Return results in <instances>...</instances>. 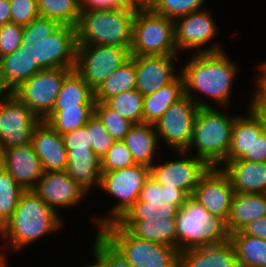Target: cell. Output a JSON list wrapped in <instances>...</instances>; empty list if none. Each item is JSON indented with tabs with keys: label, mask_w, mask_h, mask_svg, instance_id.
Listing matches in <instances>:
<instances>
[{
	"label": "cell",
	"mask_w": 266,
	"mask_h": 267,
	"mask_svg": "<svg viewBox=\"0 0 266 267\" xmlns=\"http://www.w3.org/2000/svg\"><path fill=\"white\" fill-rule=\"evenodd\" d=\"M198 109L199 106L187 95L168 107L154 124L160 146L164 145L162 149L185 151L188 148Z\"/></svg>",
	"instance_id": "5bb4252c"
},
{
	"label": "cell",
	"mask_w": 266,
	"mask_h": 267,
	"mask_svg": "<svg viewBox=\"0 0 266 267\" xmlns=\"http://www.w3.org/2000/svg\"><path fill=\"white\" fill-rule=\"evenodd\" d=\"M92 235V248L90 252L93 257L90 263L94 267H132L127 260L114 249L97 231ZM93 261V262H92Z\"/></svg>",
	"instance_id": "74e56055"
},
{
	"label": "cell",
	"mask_w": 266,
	"mask_h": 267,
	"mask_svg": "<svg viewBox=\"0 0 266 267\" xmlns=\"http://www.w3.org/2000/svg\"><path fill=\"white\" fill-rule=\"evenodd\" d=\"M228 54L226 50L214 53H190V56L186 57L189 59L187 63L180 64L184 94L199 108H231V103H234L231 102L234 93L232 91L241 71L236 60L230 59L231 56Z\"/></svg>",
	"instance_id": "6da1fadb"
},
{
	"label": "cell",
	"mask_w": 266,
	"mask_h": 267,
	"mask_svg": "<svg viewBox=\"0 0 266 267\" xmlns=\"http://www.w3.org/2000/svg\"><path fill=\"white\" fill-rule=\"evenodd\" d=\"M246 103L243 106L248 108L258 118L262 127V133L266 136V107L254 104L250 100Z\"/></svg>",
	"instance_id": "f5cc1de1"
},
{
	"label": "cell",
	"mask_w": 266,
	"mask_h": 267,
	"mask_svg": "<svg viewBox=\"0 0 266 267\" xmlns=\"http://www.w3.org/2000/svg\"><path fill=\"white\" fill-rule=\"evenodd\" d=\"M234 189L229 178L220 167H210L201 177L192 197L213 215L225 221L230 212Z\"/></svg>",
	"instance_id": "ac0fdd59"
},
{
	"label": "cell",
	"mask_w": 266,
	"mask_h": 267,
	"mask_svg": "<svg viewBox=\"0 0 266 267\" xmlns=\"http://www.w3.org/2000/svg\"><path fill=\"white\" fill-rule=\"evenodd\" d=\"M40 119L12 93H0V150L31 143Z\"/></svg>",
	"instance_id": "9a60e30c"
},
{
	"label": "cell",
	"mask_w": 266,
	"mask_h": 267,
	"mask_svg": "<svg viewBox=\"0 0 266 267\" xmlns=\"http://www.w3.org/2000/svg\"><path fill=\"white\" fill-rule=\"evenodd\" d=\"M130 55H179L175 43V22L154 13L150 8L137 9Z\"/></svg>",
	"instance_id": "9c48e42d"
},
{
	"label": "cell",
	"mask_w": 266,
	"mask_h": 267,
	"mask_svg": "<svg viewBox=\"0 0 266 267\" xmlns=\"http://www.w3.org/2000/svg\"><path fill=\"white\" fill-rule=\"evenodd\" d=\"M23 25L7 23L0 27V58L11 54L21 46Z\"/></svg>",
	"instance_id": "7bdbcfd3"
},
{
	"label": "cell",
	"mask_w": 266,
	"mask_h": 267,
	"mask_svg": "<svg viewBox=\"0 0 266 267\" xmlns=\"http://www.w3.org/2000/svg\"><path fill=\"white\" fill-rule=\"evenodd\" d=\"M179 56H130L135 64L136 89L146 96L173 82L181 74L179 61L183 56Z\"/></svg>",
	"instance_id": "2e32d148"
},
{
	"label": "cell",
	"mask_w": 266,
	"mask_h": 267,
	"mask_svg": "<svg viewBox=\"0 0 266 267\" xmlns=\"http://www.w3.org/2000/svg\"><path fill=\"white\" fill-rule=\"evenodd\" d=\"M11 22L27 25L39 17L37 0H9Z\"/></svg>",
	"instance_id": "ee69618b"
},
{
	"label": "cell",
	"mask_w": 266,
	"mask_h": 267,
	"mask_svg": "<svg viewBox=\"0 0 266 267\" xmlns=\"http://www.w3.org/2000/svg\"><path fill=\"white\" fill-rule=\"evenodd\" d=\"M171 154L174 158L165 160V162L162 161L165 154L158 158L150 167V176L159 185L175 187L184 191L188 196H192L199 180L209 170L210 166L203 159L185 151H172Z\"/></svg>",
	"instance_id": "7c38bea8"
},
{
	"label": "cell",
	"mask_w": 266,
	"mask_h": 267,
	"mask_svg": "<svg viewBox=\"0 0 266 267\" xmlns=\"http://www.w3.org/2000/svg\"><path fill=\"white\" fill-rule=\"evenodd\" d=\"M264 216H266V193H234L226 226L231 234Z\"/></svg>",
	"instance_id": "484cf974"
},
{
	"label": "cell",
	"mask_w": 266,
	"mask_h": 267,
	"mask_svg": "<svg viewBox=\"0 0 266 267\" xmlns=\"http://www.w3.org/2000/svg\"><path fill=\"white\" fill-rule=\"evenodd\" d=\"M255 68L254 74L257 75L253 76L254 88L249 94L251 97L249 100L254 104L266 107V60L256 64Z\"/></svg>",
	"instance_id": "bcb514c9"
},
{
	"label": "cell",
	"mask_w": 266,
	"mask_h": 267,
	"mask_svg": "<svg viewBox=\"0 0 266 267\" xmlns=\"http://www.w3.org/2000/svg\"><path fill=\"white\" fill-rule=\"evenodd\" d=\"M65 173L88 193L98 189L102 175L101 159L93 151H67Z\"/></svg>",
	"instance_id": "d4e9b609"
},
{
	"label": "cell",
	"mask_w": 266,
	"mask_h": 267,
	"mask_svg": "<svg viewBox=\"0 0 266 267\" xmlns=\"http://www.w3.org/2000/svg\"><path fill=\"white\" fill-rule=\"evenodd\" d=\"M175 220L179 252L229 241L226 221L211 214L192 196L179 209Z\"/></svg>",
	"instance_id": "8992f818"
},
{
	"label": "cell",
	"mask_w": 266,
	"mask_h": 267,
	"mask_svg": "<svg viewBox=\"0 0 266 267\" xmlns=\"http://www.w3.org/2000/svg\"><path fill=\"white\" fill-rule=\"evenodd\" d=\"M94 113L102 121L109 135L116 141L123 140L133 125L103 102H95Z\"/></svg>",
	"instance_id": "ab89813d"
},
{
	"label": "cell",
	"mask_w": 266,
	"mask_h": 267,
	"mask_svg": "<svg viewBox=\"0 0 266 267\" xmlns=\"http://www.w3.org/2000/svg\"><path fill=\"white\" fill-rule=\"evenodd\" d=\"M213 16L210 9L205 8L179 17L174 21L175 43L179 55L182 51L184 53V51L188 52L189 50L191 54L193 51L195 54L214 53L225 50L224 45L215 39L219 31V26ZM210 42L213 43L210 44Z\"/></svg>",
	"instance_id": "30bf717a"
},
{
	"label": "cell",
	"mask_w": 266,
	"mask_h": 267,
	"mask_svg": "<svg viewBox=\"0 0 266 267\" xmlns=\"http://www.w3.org/2000/svg\"><path fill=\"white\" fill-rule=\"evenodd\" d=\"M139 199L161 201V185H159L151 176H149L144 182Z\"/></svg>",
	"instance_id": "f907efd6"
},
{
	"label": "cell",
	"mask_w": 266,
	"mask_h": 267,
	"mask_svg": "<svg viewBox=\"0 0 266 267\" xmlns=\"http://www.w3.org/2000/svg\"><path fill=\"white\" fill-rule=\"evenodd\" d=\"M42 70L22 46L0 58V93H12Z\"/></svg>",
	"instance_id": "603a6c76"
},
{
	"label": "cell",
	"mask_w": 266,
	"mask_h": 267,
	"mask_svg": "<svg viewBox=\"0 0 266 267\" xmlns=\"http://www.w3.org/2000/svg\"><path fill=\"white\" fill-rule=\"evenodd\" d=\"M207 0H153L150 9L161 16L173 21L192 12L205 9Z\"/></svg>",
	"instance_id": "f35d334b"
},
{
	"label": "cell",
	"mask_w": 266,
	"mask_h": 267,
	"mask_svg": "<svg viewBox=\"0 0 266 267\" xmlns=\"http://www.w3.org/2000/svg\"><path fill=\"white\" fill-rule=\"evenodd\" d=\"M228 110L230 109L199 108L192 137L185 152L203 159L210 167H220L226 162L235 115H238H230Z\"/></svg>",
	"instance_id": "277c9868"
},
{
	"label": "cell",
	"mask_w": 266,
	"mask_h": 267,
	"mask_svg": "<svg viewBox=\"0 0 266 267\" xmlns=\"http://www.w3.org/2000/svg\"><path fill=\"white\" fill-rule=\"evenodd\" d=\"M122 141L131 151L135 164L145 165L149 168L159 158L157 157L158 150L162 149L153 124H133Z\"/></svg>",
	"instance_id": "cb8c5ba5"
},
{
	"label": "cell",
	"mask_w": 266,
	"mask_h": 267,
	"mask_svg": "<svg viewBox=\"0 0 266 267\" xmlns=\"http://www.w3.org/2000/svg\"><path fill=\"white\" fill-rule=\"evenodd\" d=\"M64 221L65 217L47 205L33 190H25L11 218L0 229V240L3 241L0 267H11L6 251L19 253L44 237L57 234L65 228Z\"/></svg>",
	"instance_id": "7a4b0ae2"
},
{
	"label": "cell",
	"mask_w": 266,
	"mask_h": 267,
	"mask_svg": "<svg viewBox=\"0 0 266 267\" xmlns=\"http://www.w3.org/2000/svg\"><path fill=\"white\" fill-rule=\"evenodd\" d=\"M85 126L90 130V149L101 159L116 140L109 135L95 113L89 118Z\"/></svg>",
	"instance_id": "60d3db41"
},
{
	"label": "cell",
	"mask_w": 266,
	"mask_h": 267,
	"mask_svg": "<svg viewBox=\"0 0 266 267\" xmlns=\"http://www.w3.org/2000/svg\"><path fill=\"white\" fill-rule=\"evenodd\" d=\"M22 50L44 69L75 68L76 27L43 17L23 26Z\"/></svg>",
	"instance_id": "3957f363"
},
{
	"label": "cell",
	"mask_w": 266,
	"mask_h": 267,
	"mask_svg": "<svg viewBox=\"0 0 266 267\" xmlns=\"http://www.w3.org/2000/svg\"><path fill=\"white\" fill-rule=\"evenodd\" d=\"M24 191L0 166V229L11 218Z\"/></svg>",
	"instance_id": "8d00e7d4"
},
{
	"label": "cell",
	"mask_w": 266,
	"mask_h": 267,
	"mask_svg": "<svg viewBox=\"0 0 266 267\" xmlns=\"http://www.w3.org/2000/svg\"><path fill=\"white\" fill-rule=\"evenodd\" d=\"M136 89V71L134 62L129 59L94 92L95 102L105 103L120 93Z\"/></svg>",
	"instance_id": "1f68e13d"
},
{
	"label": "cell",
	"mask_w": 266,
	"mask_h": 267,
	"mask_svg": "<svg viewBox=\"0 0 266 267\" xmlns=\"http://www.w3.org/2000/svg\"><path fill=\"white\" fill-rule=\"evenodd\" d=\"M131 47L77 45L75 70L95 92L130 59Z\"/></svg>",
	"instance_id": "8fae6325"
},
{
	"label": "cell",
	"mask_w": 266,
	"mask_h": 267,
	"mask_svg": "<svg viewBox=\"0 0 266 267\" xmlns=\"http://www.w3.org/2000/svg\"><path fill=\"white\" fill-rule=\"evenodd\" d=\"M94 108H64L52 110L43 120L61 135L86 125Z\"/></svg>",
	"instance_id": "836d02e7"
},
{
	"label": "cell",
	"mask_w": 266,
	"mask_h": 267,
	"mask_svg": "<svg viewBox=\"0 0 266 267\" xmlns=\"http://www.w3.org/2000/svg\"><path fill=\"white\" fill-rule=\"evenodd\" d=\"M118 223L139 239L177 248L175 218L159 217L143 221H118Z\"/></svg>",
	"instance_id": "4316f807"
},
{
	"label": "cell",
	"mask_w": 266,
	"mask_h": 267,
	"mask_svg": "<svg viewBox=\"0 0 266 267\" xmlns=\"http://www.w3.org/2000/svg\"><path fill=\"white\" fill-rule=\"evenodd\" d=\"M105 103L132 124L143 123L144 96L137 89L113 96Z\"/></svg>",
	"instance_id": "d590c367"
},
{
	"label": "cell",
	"mask_w": 266,
	"mask_h": 267,
	"mask_svg": "<svg viewBox=\"0 0 266 267\" xmlns=\"http://www.w3.org/2000/svg\"><path fill=\"white\" fill-rule=\"evenodd\" d=\"M184 95V81L180 74L157 92L144 96L143 123L154 125L168 107Z\"/></svg>",
	"instance_id": "f546056e"
},
{
	"label": "cell",
	"mask_w": 266,
	"mask_h": 267,
	"mask_svg": "<svg viewBox=\"0 0 266 267\" xmlns=\"http://www.w3.org/2000/svg\"><path fill=\"white\" fill-rule=\"evenodd\" d=\"M32 190L60 215L62 209L76 207L89 194L65 171L44 172Z\"/></svg>",
	"instance_id": "e0dca14e"
},
{
	"label": "cell",
	"mask_w": 266,
	"mask_h": 267,
	"mask_svg": "<svg viewBox=\"0 0 266 267\" xmlns=\"http://www.w3.org/2000/svg\"><path fill=\"white\" fill-rule=\"evenodd\" d=\"M240 159L251 162H266V136L261 133L251 146V155H243Z\"/></svg>",
	"instance_id": "7dc6e473"
},
{
	"label": "cell",
	"mask_w": 266,
	"mask_h": 267,
	"mask_svg": "<svg viewBox=\"0 0 266 267\" xmlns=\"http://www.w3.org/2000/svg\"><path fill=\"white\" fill-rule=\"evenodd\" d=\"M179 209L177 205L168 204L162 200L138 199L119 221H143L159 217L175 218Z\"/></svg>",
	"instance_id": "e575fe53"
},
{
	"label": "cell",
	"mask_w": 266,
	"mask_h": 267,
	"mask_svg": "<svg viewBox=\"0 0 266 267\" xmlns=\"http://www.w3.org/2000/svg\"><path fill=\"white\" fill-rule=\"evenodd\" d=\"M132 267H178L177 248L139 239L118 222L109 223L97 231Z\"/></svg>",
	"instance_id": "ba28073f"
},
{
	"label": "cell",
	"mask_w": 266,
	"mask_h": 267,
	"mask_svg": "<svg viewBox=\"0 0 266 267\" xmlns=\"http://www.w3.org/2000/svg\"><path fill=\"white\" fill-rule=\"evenodd\" d=\"M236 115L227 160H237L243 155H251V146L262 133L258 118L248 109ZM244 114V115H243Z\"/></svg>",
	"instance_id": "83f0119b"
},
{
	"label": "cell",
	"mask_w": 266,
	"mask_h": 267,
	"mask_svg": "<svg viewBox=\"0 0 266 267\" xmlns=\"http://www.w3.org/2000/svg\"><path fill=\"white\" fill-rule=\"evenodd\" d=\"M0 166L24 190H32L44 173L31 143L0 150Z\"/></svg>",
	"instance_id": "d6986e66"
},
{
	"label": "cell",
	"mask_w": 266,
	"mask_h": 267,
	"mask_svg": "<svg viewBox=\"0 0 266 267\" xmlns=\"http://www.w3.org/2000/svg\"><path fill=\"white\" fill-rule=\"evenodd\" d=\"M81 267H94L90 262L88 263L87 262V264H82V266Z\"/></svg>",
	"instance_id": "9f6ffc18"
},
{
	"label": "cell",
	"mask_w": 266,
	"mask_h": 267,
	"mask_svg": "<svg viewBox=\"0 0 266 267\" xmlns=\"http://www.w3.org/2000/svg\"><path fill=\"white\" fill-rule=\"evenodd\" d=\"M178 267H239L229 241L179 252Z\"/></svg>",
	"instance_id": "7402d4cb"
},
{
	"label": "cell",
	"mask_w": 266,
	"mask_h": 267,
	"mask_svg": "<svg viewBox=\"0 0 266 267\" xmlns=\"http://www.w3.org/2000/svg\"><path fill=\"white\" fill-rule=\"evenodd\" d=\"M220 168L229 178L234 193H266V162L227 160Z\"/></svg>",
	"instance_id": "44dd1931"
},
{
	"label": "cell",
	"mask_w": 266,
	"mask_h": 267,
	"mask_svg": "<svg viewBox=\"0 0 266 267\" xmlns=\"http://www.w3.org/2000/svg\"><path fill=\"white\" fill-rule=\"evenodd\" d=\"M124 2L131 7L137 9H148L153 3V0H124Z\"/></svg>",
	"instance_id": "11a10c76"
},
{
	"label": "cell",
	"mask_w": 266,
	"mask_h": 267,
	"mask_svg": "<svg viewBox=\"0 0 266 267\" xmlns=\"http://www.w3.org/2000/svg\"><path fill=\"white\" fill-rule=\"evenodd\" d=\"M135 165L131 151L122 140H117L101 158L102 172H109Z\"/></svg>",
	"instance_id": "b9f144b4"
},
{
	"label": "cell",
	"mask_w": 266,
	"mask_h": 267,
	"mask_svg": "<svg viewBox=\"0 0 266 267\" xmlns=\"http://www.w3.org/2000/svg\"><path fill=\"white\" fill-rule=\"evenodd\" d=\"M75 68L44 69L12 92L40 120L53 109L65 76Z\"/></svg>",
	"instance_id": "4fadbf2b"
},
{
	"label": "cell",
	"mask_w": 266,
	"mask_h": 267,
	"mask_svg": "<svg viewBox=\"0 0 266 267\" xmlns=\"http://www.w3.org/2000/svg\"><path fill=\"white\" fill-rule=\"evenodd\" d=\"M61 136L67 151H93L90 149V130L86 126Z\"/></svg>",
	"instance_id": "f6af8a7d"
},
{
	"label": "cell",
	"mask_w": 266,
	"mask_h": 267,
	"mask_svg": "<svg viewBox=\"0 0 266 267\" xmlns=\"http://www.w3.org/2000/svg\"><path fill=\"white\" fill-rule=\"evenodd\" d=\"M240 231L244 235L266 240V216L249 222Z\"/></svg>",
	"instance_id": "816d5d0a"
},
{
	"label": "cell",
	"mask_w": 266,
	"mask_h": 267,
	"mask_svg": "<svg viewBox=\"0 0 266 267\" xmlns=\"http://www.w3.org/2000/svg\"><path fill=\"white\" fill-rule=\"evenodd\" d=\"M150 176V168L145 165L135 164L127 168H120L109 172H102L98 190L114 198L115 205L103 212L104 215H93V227L96 231L103 226L118 222L123 215L139 199L145 180ZM117 201V202H116Z\"/></svg>",
	"instance_id": "52a82bcc"
},
{
	"label": "cell",
	"mask_w": 266,
	"mask_h": 267,
	"mask_svg": "<svg viewBox=\"0 0 266 267\" xmlns=\"http://www.w3.org/2000/svg\"><path fill=\"white\" fill-rule=\"evenodd\" d=\"M37 5L40 17L76 27L81 13L80 0H37Z\"/></svg>",
	"instance_id": "d6a6232c"
},
{
	"label": "cell",
	"mask_w": 266,
	"mask_h": 267,
	"mask_svg": "<svg viewBox=\"0 0 266 267\" xmlns=\"http://www.w3.org/2000/svg\"><path fill=\"white\" fill-rule=\"evenodd\" d=\"M81 9L97 10V9H121L128 5L124 0H80Z\"/></svg>",
	"instance_id": "c3c4849f"
},
{
	"label": "cell",
	"mask_w": 266,
	"mask_h": 267,
	"mask_svg": "<svg viewBox=\"0 0 266 267\" xmlns=\"http://www.w3.org/2000/svg\"><path fill=\"white\" fill-rule=\"evenodd\" d=\"M137 8L81 9L76 25L77 45L131 47Z\"/></svg>",
	"instance_id": "5b68a950"
},
{
	"label": "cell",
	"mask_w": 266,
	"mask_h": 267,
	"mask_svg": "<svg viewBox=\"0 0 266 267\" xmlns=\"http://www.w3.org/2000/svg\"><path fill=\"white\" fill-rule=\"evenodd\" d=\"M31 144L44 172L65 171L68 164L67 150L61 134L48 122L44 120L38 122L32 133Z\"/></svg>",
	"instance_id": "ffe728a7"
},
{
	"label": "cell",
	"mask_w": 266,
	"mask_h": 267,
	"mask_svg": "<svg viewBox=\"0 0 266 267\" xmlns=\"http://www.w3.org/2000/svg\"><path fill=\"white\" fill-rule=\"evenodd\" d=\"M94 105V91L83 80L82 76L75 69H72L65 76L52 110L94 108Z\"/></svg>",
	"instance_id": "f1b7e54d"
},
{
	"label": "cell",
	"mask_w": 266,
	"mask_h": 267,
	"mask_svg": "<svg viewBox=\"0 0 266 267\" xmlns=\"http://www.w3.org/2000/svg\"><path fill=\"white\" fill-rule=\"evenodd\" d=\"M11 23V12L9 0H0V27Z\"/></svg>",
	"instance_id": "db71d44e"
},
{
	"label": "cell",
	"mask_w": 266,
	"mask_h": 267,
	"mask_svg": "<svg viewBox=\"0 0 266 267\" xmlns=\"http://www.w3.org/2000/svg\"><path fill=\"white\" fill-rule=\"evenodd\" d=\"M162 201L168 204L177 205L179 208L183 206L189 197L184 191L175 187H165L161 185Z\"/></svg>",
	"instance_id": "681fc988"
},
{
	"label": "cell",
	"mask_w": 266,
	"mask_h": 267,
	"mask_svg": "<svg viewBox=\"0 0 266 267\" xmlns=\"http://www.w3.org/2000/svg\"><path fill=\"white\" fill-rule=\"evenodd\" d=\"M239 267H266V240L244 235L241 231L229 234Z\"/></svg>",
	"instance_id": "4dcf8cb0"
}]
</instances>
